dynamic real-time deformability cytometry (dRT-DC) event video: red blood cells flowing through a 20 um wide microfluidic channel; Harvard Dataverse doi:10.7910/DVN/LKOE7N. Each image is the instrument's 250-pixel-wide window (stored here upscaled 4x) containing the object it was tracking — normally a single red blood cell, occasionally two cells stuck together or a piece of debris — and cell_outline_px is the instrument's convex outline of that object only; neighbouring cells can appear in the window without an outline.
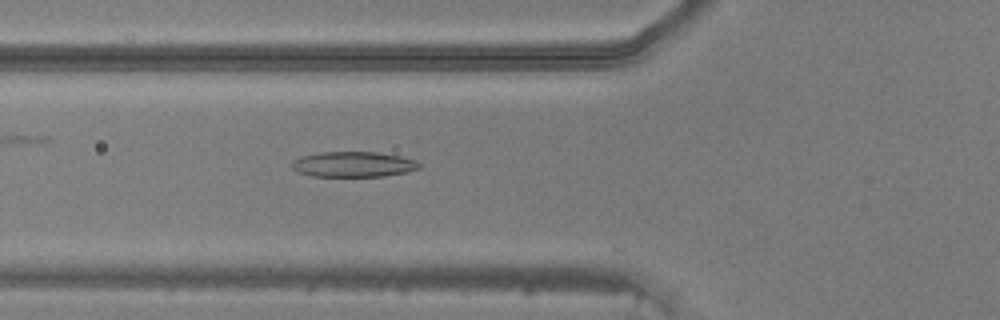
{"species": "common noctule bat (a hibernating species)", "species_latin": "Nyctalus noctula", "temperature_condition": "warm", "stored_images_in_passage": 48, "camera_frame_rate_fps": 3000, "um_per_image_px": 0.085, "animal": {"sex": "male", "body_mass_g": 20.5, "forearm_length_mm": 52.5}, "frame": {"image": 1, "passage_image": 17, "time_ms": 5.333, "image_size_px": [1000, 320], "cell_outline_px": [[424, 164], [420, 168], [408, 172], [384, 176], [312, 176], [300, 172], [292, 168], [292, 160], [300, 156], [320, 152], [376, 152], [400, 156], [416, 160]], "centroid_in_image_um": [30.08, 13.96], "position_along_channel_um": 95.7, "area_um2": 18.96}}
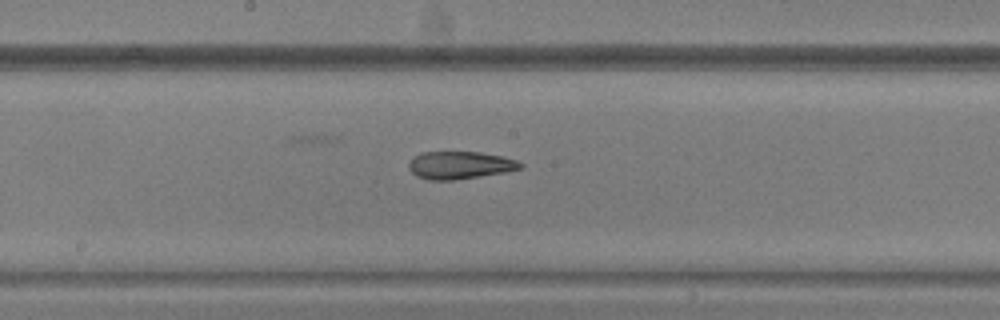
{"frame": {"image": 2, "passage_image": 25, "time_ms": 8.0, "image_size_px": [1000, 320], "cell_outline_px": [[524, 164], [520, 168], [508, 172], [452, 180], [428, 180], [416, 176], [408, 168], [408, 164], [420, 152], [480, 152], [504, 156], [516, 160]], "centroid_in_image_um": [39.11, 14.04], "position_along_channel_um": 209.1, "area_um2": 17.98}}
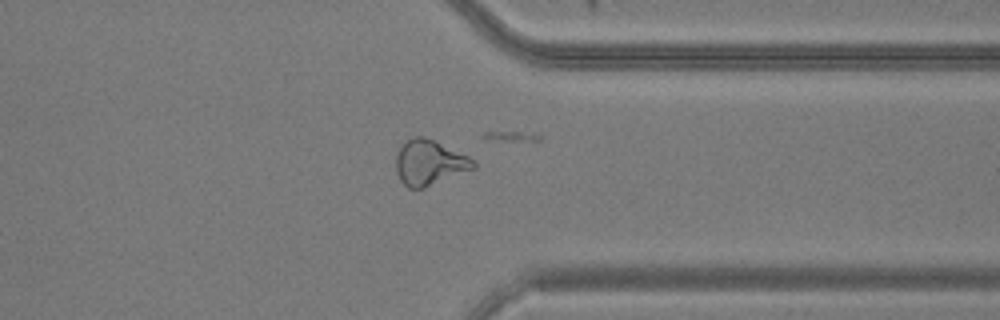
{"frame": {"image": 3, "passage_image": 37, "time_ms": 12.0, "image_size_px": [1000, 320], "cell_outline_px": [[476, 168], [424, 188], [408, 188], [400, 180], [396, 172], [396, 156], [404, 140], [412, 136], [424, 136], [468, 156], [476, 164]], "centroid_in_image_um": [36.47, 13.82], "position_along_channel_um": 374.9, "area_um2": 20.35}}